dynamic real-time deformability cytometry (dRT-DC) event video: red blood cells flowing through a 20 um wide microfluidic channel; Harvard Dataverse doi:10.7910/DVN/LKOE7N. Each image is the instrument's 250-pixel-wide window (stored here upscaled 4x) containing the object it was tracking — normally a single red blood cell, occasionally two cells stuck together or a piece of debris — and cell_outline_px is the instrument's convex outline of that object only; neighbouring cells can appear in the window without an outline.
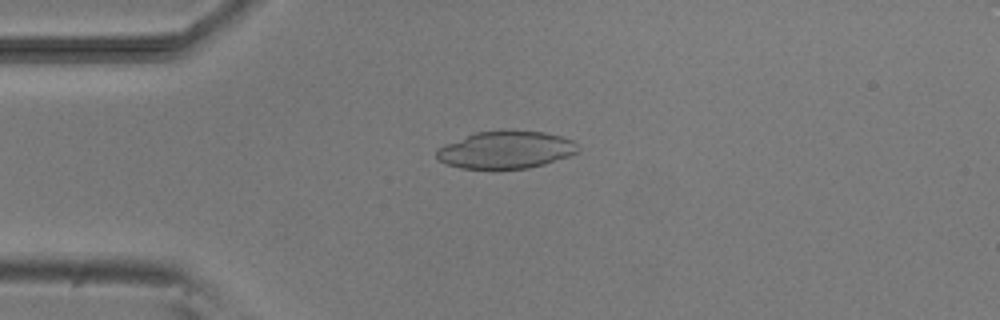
{"species": "common noctule bat (a hibernating species)", "species_latin": "Nyctalus noctula", "temperature_condition": "room temperature", "stored_images_in_passage": 44, "camera_frame_rate_fps": 3000, "um_per_image_px": 0.085, "animal": {"sex": "male", "body_mass_g": 20.5, "forearm_length_mm": 52.5}, "frame": {"image": 1, "passage_image": 11, "time_ms": 3.333, "image_size_px": [1000, 320], "cell_outline_px": [[580, 148], [576, 152], [568, 156], [544, 164], [528, 168], [460, 168], [448, 164], [440, 160], [436, 156], [436, 148], [444, 144], [476, 132], [544, 132], [560, 136], [572, 140]], "centroid_in_image_um": [42.98, 12.75], "position_along_channel_um": 42.0, "area_um2": 30.06}}
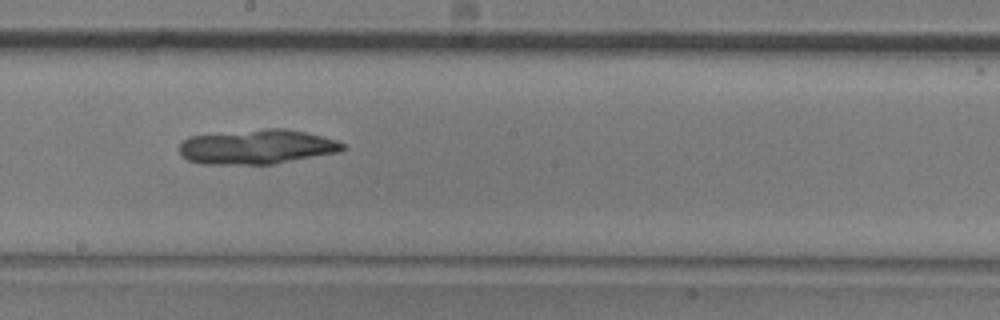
{"frame": {"image": 2, "passage_image": 27, "time_ms": 8.667, "image_size_px": [1000, 320], "cell_outline_px": [[348, 148], [340, 152], [272, 164], [200, 164], [188, 160], [180, 156], [180, 144], [188, 136], [268, 128], [288, 128], [336, 140], [344, 144]], "centroid_in_image_um": [21.84, 12.48], "position_along_channel_um": 226.4, "area_um2": 33.0}}
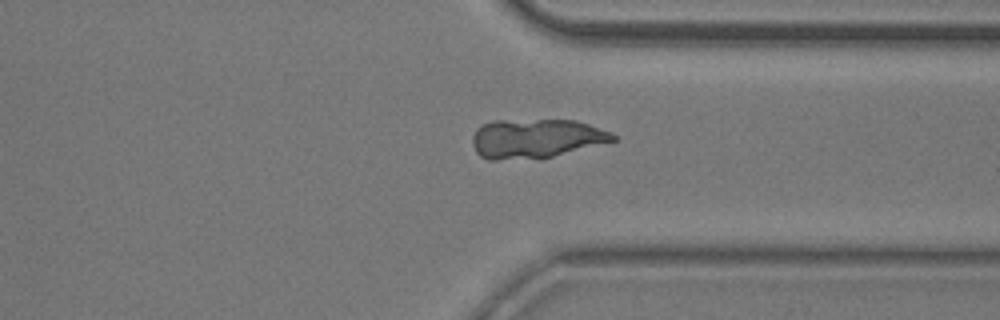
{"frame": {"image": 3, "passage_image": 38, "time_ms": 12.333, "image_size_px": [1000, 320], "cell_outline_px": [[616, 140], [540, 160], [488, 160], [480, 156], [476, 152], [472, 144], [472, 136], [476, 128], [492, 120], [576, 120], [588, 124], [608, 132], [616, 136]], "centroid_in_image_um": [45.49, 11.8], "position_along_channel_um": 365.9, "area_um2": 32.54}}